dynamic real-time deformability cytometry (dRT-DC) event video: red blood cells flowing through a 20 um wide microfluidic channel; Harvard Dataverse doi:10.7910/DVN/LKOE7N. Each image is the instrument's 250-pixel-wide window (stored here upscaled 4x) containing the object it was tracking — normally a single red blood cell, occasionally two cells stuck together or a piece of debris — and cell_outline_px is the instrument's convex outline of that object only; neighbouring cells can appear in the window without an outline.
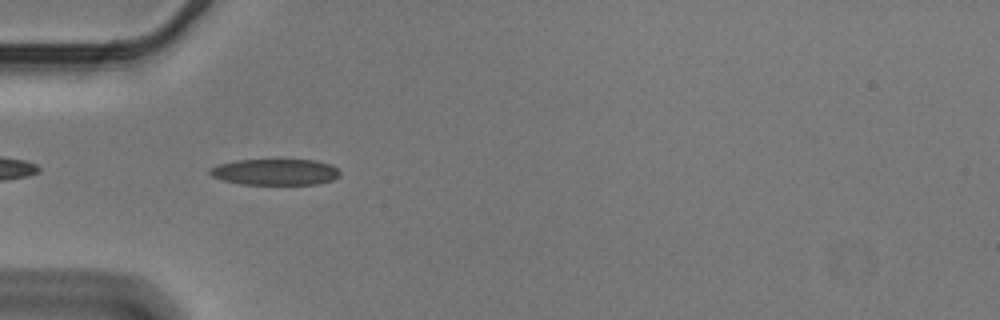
{"species": "Egyptian fruit bat (a non-hibernating species)", "species_latin": "Rousettus aegyptiacus", "temperature_condition": "cold", "stored_images_in_passage": 39, "camera_frame_rate_fps": 3000, "um_per_image_px": 0.085, "animal": {"sex": "male"}, "frame": {"image": 1, "passage_image": 1, "time_ms": 0.0, "image_size_px": [1000, 320], "cell_outline_px": [[340, 176], [332, 180], [316, 184], [240, 184], [220, 180], [212, 176], [208, 172], [208, 168], [220, 164], [236, 160], [316, 160], [332, 164], [340, 172]], "centroid_in_image_um": [23.38, 14.62], "position_along_channel_um": 61.6, "area_um2": 19.94}}
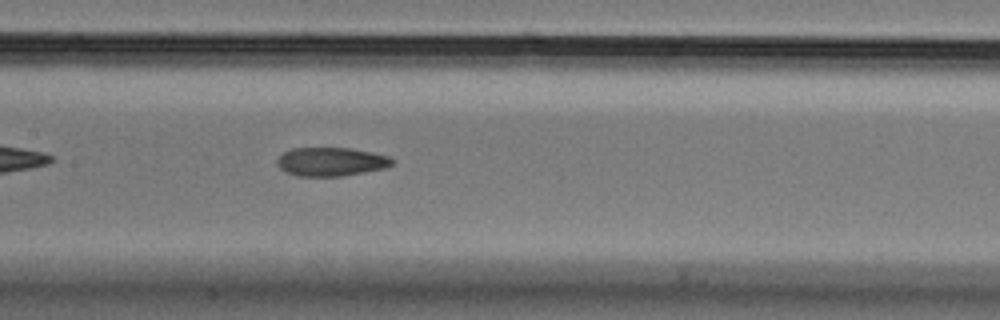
{"frame": {"image": 2, "passage_image": 11, "time_ms": 3.333, "image_size_px": [1000, 320], "cell_outline_px": [[392, 164], [384, 168], [344, 176], [296, 176], [284, 172], [276, 164], [276, 160], [284, 152], [292, 148], [352, 148], [372, 152], [388, 156], [392, 160]], "centroid_in_image_um": [28.09, 13.75], "position_along_channel_um": 179.3, "area_um2": 19.25}}
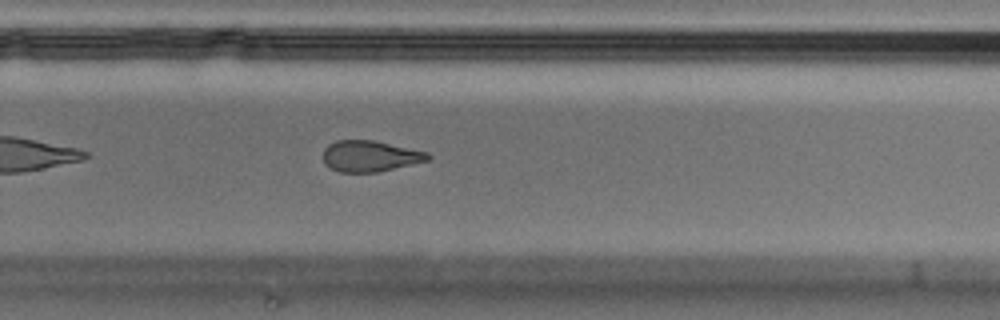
{"frame": {"image": 3, "passage_image": 21, "time_ms": 6.667, "image_size_px": [1000, 320], "cell_outline_px": [[432, 156], [428, 160], [376, 172], [340, 172], [324, 164], [324, 148], [328, 144], [336, 140], [372, 140], [428, 152]], "centroid_in_image_um": [31.43, 13.26], "position_along_channel_um": 298.4, "area_um2": 18.73}, "authors_computed_cell_mechanics": {"area_um2": 20.2878, "velocity_mm_per_s": 3.5895, "shape_relaxation_time_tau1_ms": 7.6892, "shape_relaxation_time_tau2_ms": 2.3088, "deformation_change_tau1": 0.1837, "deformation_change_tau2": 0.0975}}